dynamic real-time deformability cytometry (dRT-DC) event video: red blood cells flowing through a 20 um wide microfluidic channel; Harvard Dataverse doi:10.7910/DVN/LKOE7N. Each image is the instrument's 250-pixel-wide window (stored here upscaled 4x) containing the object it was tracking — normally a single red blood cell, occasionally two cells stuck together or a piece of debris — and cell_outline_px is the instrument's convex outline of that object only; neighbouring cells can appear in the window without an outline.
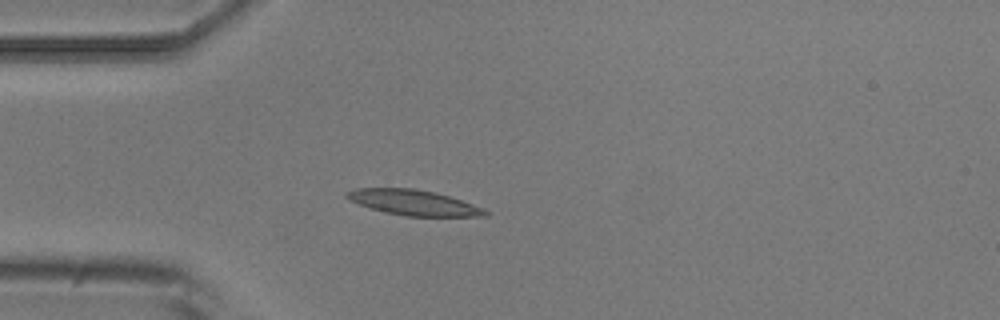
{"species": "common noctule bat (a hibernating species)", "species_latin": "Nyctalus noctula", "temperature_condition": "room temperature", "stored_images_in_passage": 2, "camera_frame_rate_fps": 3000, "um_per_image_px": 0.085, "animal": {"sex": "male", "body_mass_g": 20.5, "forearm_length_mm": 52.5}, "frame": {"image": 1, "passage_image": 2, "time_ms": 1.333, "image_size_px": [1000, 320], "cell_outline_px": [[488, 216], [404, 216], [384, 212], [368, 208], [348, 200], [344, 196], [344, 192], [356, 188], [416, 188], [436, 192], [484, 208], [488, 212]], "centroid_in_image_um": [35.08, 17.21], "position_along_channel_um": 49.9, "area_um2": 20.63}}